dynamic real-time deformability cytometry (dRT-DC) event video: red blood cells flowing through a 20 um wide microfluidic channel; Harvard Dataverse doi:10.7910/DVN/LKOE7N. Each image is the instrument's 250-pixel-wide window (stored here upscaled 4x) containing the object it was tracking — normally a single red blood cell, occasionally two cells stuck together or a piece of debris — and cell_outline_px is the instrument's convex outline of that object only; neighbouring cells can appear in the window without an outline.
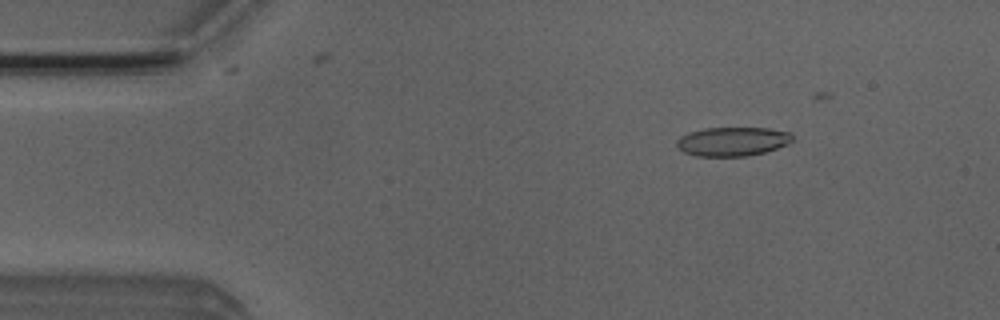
{"species": "Egyptian fruit bat (a non-hibernating species)", "species_latin": "Rousettus aegyptiacus", "temperature_condition": "room temperature", "stored_images_in_passage": 16, "camera_frame_rate_fps": 3000, "um_per_image_px": 0.085, "animal": {"sex": "male"}, "frame": {"image": 1, "passage_image": 1, "time_ms": 0.0, "image_size_px": [1000, 320], "cell_outline_px": [[792, 140], [788, 144], [764, 152], [748, 156], [696, 156], [684, 152], [676, 144], [676, 140], [680, 136], [688, 132], [704, 128], [768, 128], [792, 132]], "centroid_in_image_um": [62.26, 12.02], "position_along_channel_um": 22.7, "area_um2": 19.59}}
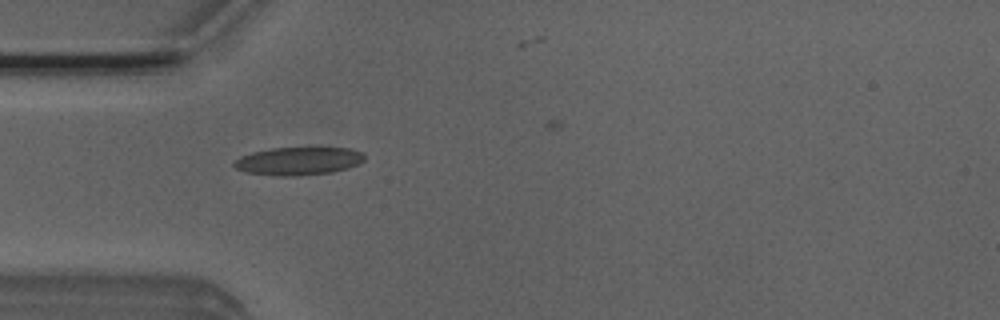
{"frame": {"image": 2, "passage_image": 9, "time_ms": 2.667, "image_size_px": [1000, 320], "cell_outline_px": [[364, 160], [360, 164], [348, 168], [332, 172], [296, 176], [280, 176], [244, 172], [236, 168], [232, 164], [240, 156], [252, 152], [272, 148], [352, 148], [364, 152]], "centroid_in_image_um": [25.39, 13.69], "position_along_channel_um": 59.6, "area_um2": 21.39}}